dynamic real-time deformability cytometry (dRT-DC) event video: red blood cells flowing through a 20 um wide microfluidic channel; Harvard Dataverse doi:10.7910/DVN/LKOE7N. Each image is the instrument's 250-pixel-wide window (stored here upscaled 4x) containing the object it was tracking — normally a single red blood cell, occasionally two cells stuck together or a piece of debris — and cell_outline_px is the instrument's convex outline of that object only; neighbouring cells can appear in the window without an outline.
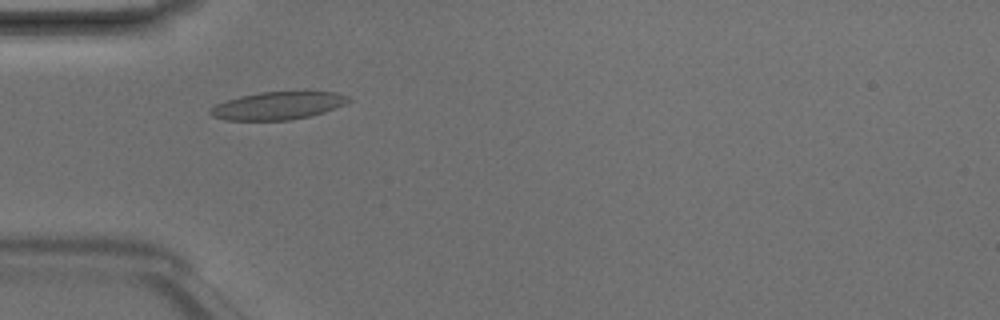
{"species": "Egyptian fruit bat (a non-hibernating species)", "species_latin": "Rousettus aegyptiacus", "temperature_condition": "room temperature", "stored_images_in_passage": 7, "camera_frame_rate_fps": 3000, "um_per_image_px": 0.085, "animal": {"sex": "male"}, "frame": {"image": 1, "passage_image": 4, "time_ms": 1.0, "image_size_px": [1000, 320], "cell_outline_px": [[352, 100], [344, 104], [324, 112], [308, 116], [288, 120], [224, 120], [212, 116], [208, 112], [216, 104], [240, 96], [260, 92], [336, 92], [348, 96]], "centroid_in_image_um": [23.61, 8.98], "position_along_channel_um": 61.4, "area_um2": 22.08}}
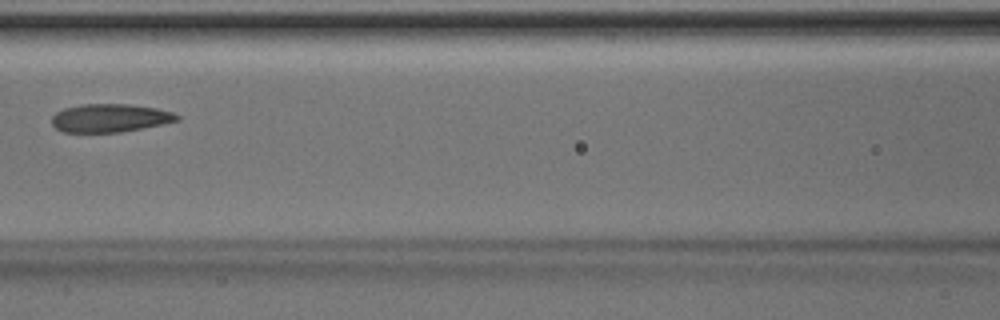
{"frame": {"image": 2, "passage_image": 6, "time_ms": 1.667, "image_size_px": [1000, 320], "cell_outline_px": [[180, 120], [120, 132], [64, 132], [56, 128], [52, 124], [52, 116], [56, 112], [64, 108], [80, 104], [128, 104], [156, 108], [172, 112], [180, 116]], "centroid_in_image_um": [9.32, 10.02], "position_along_channel_um": 157.3, "area_um2": 20.46}}